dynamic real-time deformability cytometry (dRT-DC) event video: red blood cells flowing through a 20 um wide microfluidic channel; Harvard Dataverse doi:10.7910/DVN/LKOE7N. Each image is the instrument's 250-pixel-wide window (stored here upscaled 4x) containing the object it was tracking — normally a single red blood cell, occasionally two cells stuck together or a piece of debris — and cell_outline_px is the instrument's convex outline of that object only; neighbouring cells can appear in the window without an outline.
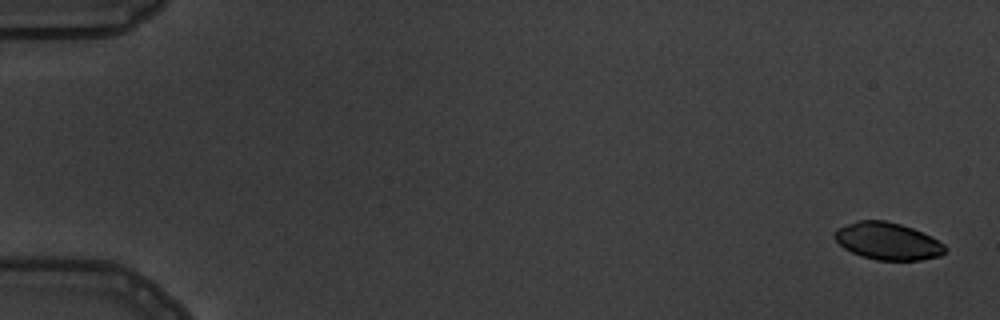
{"species": "common noctule bat (a hibernating species)", "species_latin": "Nyctalus noctula", "temperature_condition": "warm", "stored_images_in_passage": 8, "segment_of_instrument_passage": [2, 2], "camera_frame_rate_fps": 3000, "um_per_image_px": 0.085, "animal": {"sex": "male", "body_mass_g": 19.5, "forearm_length_mm": 54.6}, "frame": {"image": 1, "passage_image": 8, "time_ms": 8.667, "image_size_px": [1000, 320], "cell_outline_px": [[948, 248], [940, 256], [920, 260], [876, 260], [860, 256], [844, 248], [832, 236], [836, 228], [860, 220], [884, 220], [900, 224], [912, 228], [944, 244]], "centroid_in_image_um": [75.42, 20.5], "position_along_channel_um": 9.6, "area_um2": 23.81}}